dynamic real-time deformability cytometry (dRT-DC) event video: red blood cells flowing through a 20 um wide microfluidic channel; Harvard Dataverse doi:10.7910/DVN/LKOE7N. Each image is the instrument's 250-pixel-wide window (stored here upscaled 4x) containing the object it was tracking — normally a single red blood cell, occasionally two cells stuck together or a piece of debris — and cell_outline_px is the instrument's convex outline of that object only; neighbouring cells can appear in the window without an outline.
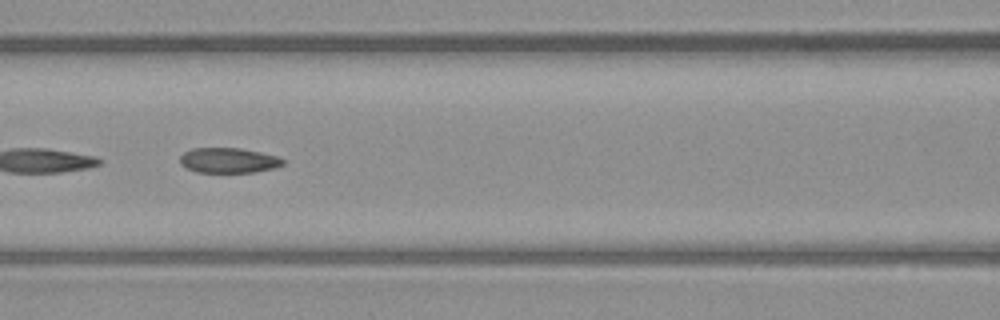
{"species": "common noctule bat (a hibernating species)", "species_latin": "Nyctalus noctula", "temperature_condition": "warm", "stored_images_in_passage": 28, "segment_of_instrument_passage": [2, 2], "camera_frame_rate_fps": 3000, "um_per_image_px": 0.085, "animal": {"sex": "male", "body_mass_g": 23.1, "forearm_length_mm": 52.7}, "frame": {"image": 1, "passage_image": 23, "time_ms": 7.333, "image_size_px": [1000, 320], "cell_outline_px": [[284, 164], [276, 168], [256, 172], [196, 172], [180, 164], [180, 156], [184, 152], [192, 148], [240, 148], [260, 152], [276, 156], [284, 160]], "centroid_in_image_um": [19.43, 13.63], "position_along_channel_um": 147.2, "area_um2": 15.09}}